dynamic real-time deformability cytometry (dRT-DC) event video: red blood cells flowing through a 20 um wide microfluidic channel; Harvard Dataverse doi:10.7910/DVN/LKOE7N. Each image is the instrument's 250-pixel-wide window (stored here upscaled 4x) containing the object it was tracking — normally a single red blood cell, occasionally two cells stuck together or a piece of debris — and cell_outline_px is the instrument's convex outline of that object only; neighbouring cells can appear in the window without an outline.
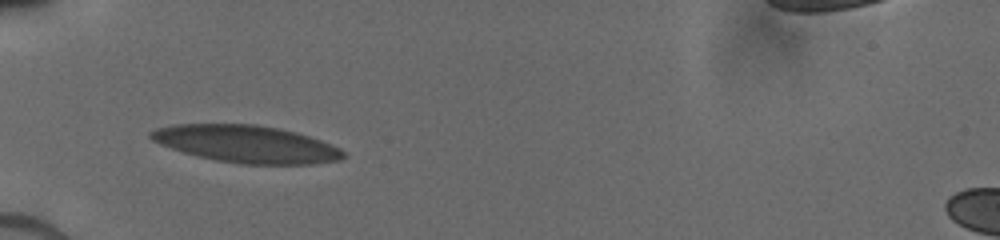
{"species": "human", "species_latin": "Homo sapiens", "temperature_condition": "cold", "stored_images_in_passage": 6, "camera_frame_rate_fps": 3000, "um_per_image_px": 0.085, "donor": {"sex": "male"}, "frame": {"image": 1, "passage_image": 5, "time_ms": 2.667, "image_size_px": [1000, 240], "cell_outline_px": [[344, 156], [340, 160], [312, 164], [240, 164], [216, 160], [184, 152], [160, 144], [152, 140], [148, 136], [148, 132], [156, 128], [172, 124], [256, 124], [280, 128], [296, 132], [320, 140], [340, 148], [344, 152]], "centroid_in_image_um": [20.92, 12.23], "position_along_channel_um": 64.1, "area_um2": 41.73}}